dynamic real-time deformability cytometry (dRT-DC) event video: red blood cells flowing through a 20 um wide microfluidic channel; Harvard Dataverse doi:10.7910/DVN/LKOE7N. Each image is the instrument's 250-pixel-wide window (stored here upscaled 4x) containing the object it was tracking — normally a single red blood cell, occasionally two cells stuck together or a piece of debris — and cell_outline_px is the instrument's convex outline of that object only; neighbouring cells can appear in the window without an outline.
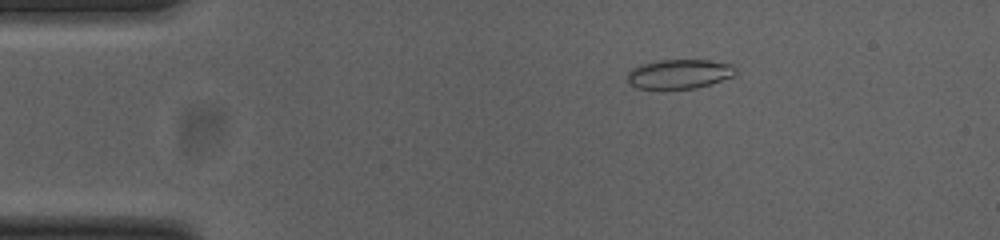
{"species": "common noctule bat (a hibernating species)", "species_latin": "Nyctalus noctula", "temperature_condition": "cold", "stored_images_in_passage": 45, "camera_frame_rate_fps": 3000, "um_per_image_px": 0.085, "animal": {"sex": "female", "body_mass_g": 23.0, "forearm_length_mm": 53.4}, "frame": {"image": 1, "passage_image": 1, "time_ms": 0.0, "image_size_px": [1000, 240], "cell_outline_px": [[736, 76], [696, 88], [636, 88], [628, 84], [628, 72], [632, 68], [640, 64], [660, 60], [708, 60], [732, 64], [736, 68]], "centroid_in_image_um": [57.76, 6.28], "position_along_channel_um": 27.2, "area_um2": 18.55}}
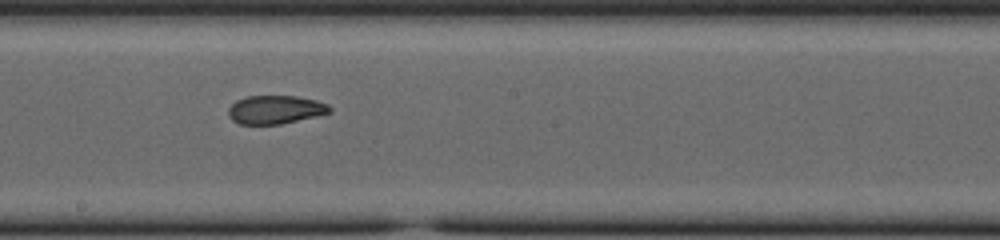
{"frame": {"image": 2, "passage_image": 21, "time_ms": 6.667, "image_size_px": [1000, 240], "cell_outline_px": [[332, 112], [316, 116], [280, 124], [240, 124], [232, 120], [228, 116], [228, 108], [236, 100], [248, 96], [296, 96], [316, 100], [328, 104], [332, 108]], "centroid_in_image_um": [23.4, 9.32], "position_along_channel_um": 224.8, "area_um2": 16.82}}
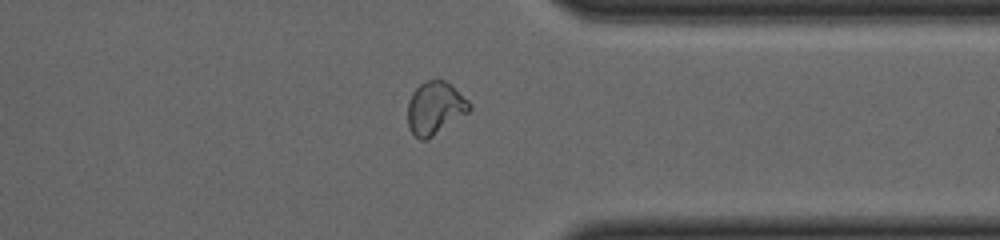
{"frame": {"image": 3, "passage_image": 33, "time_ms": 10.667, "image_size_px": [1000, 240], "cell_outline_px": [[472, 108], [468, 112], [432, 136], [424, 140], [420, 140], [408, 128], [408, 100], [412, 92], [424, 80], [444, 80], [452, 84], [472, 104]], "centroid_in_image_um": [36.98, 9.15], "position_along_channel_um": 374.4, "area_um2": 18.96}, "authors_computed_cell_mechanics": {"area_um2": 18.3804, "velocity_mm_per_s": 3.8565, "shape_relaxation_time_tau1_ms": null, "shape_relaxation_time_tau2_ms": 1.8473, "deformation_change_tau1": null, "deformation_change_tau2": 0.0631}}